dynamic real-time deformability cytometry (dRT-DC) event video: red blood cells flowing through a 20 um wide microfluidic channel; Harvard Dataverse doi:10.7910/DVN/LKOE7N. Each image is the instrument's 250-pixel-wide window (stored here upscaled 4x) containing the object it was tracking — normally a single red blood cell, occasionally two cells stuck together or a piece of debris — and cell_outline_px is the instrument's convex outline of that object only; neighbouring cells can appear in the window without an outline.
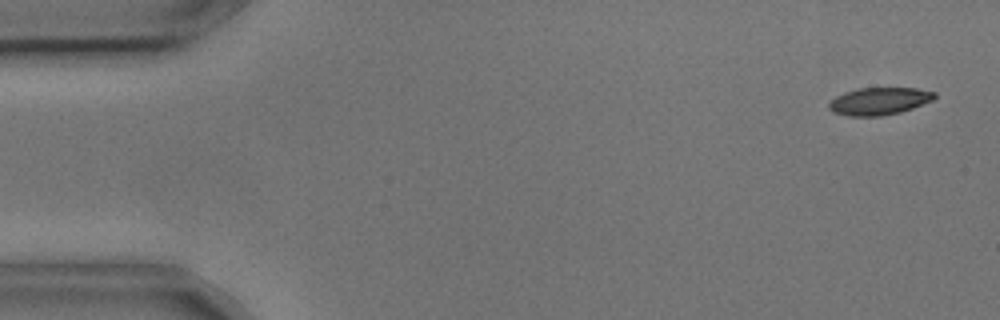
{"species": "common noctule bat (a hibernating species)", "species_latin": "Nyctalus noctula", "temperature_condition": "cold", "stored_images_in_passage": 9, "camera_frame_rate_fps": 3000, "um_per_image_px": 0.085, "animal": {"sex": "male", "body_mass_g": 17.9, "forearm_length_mm": 54.2}, "frame": {"image": 1, "passage_image": 1, "time_ms": 0.0, "image_size_px": [1000, 320], "cell_outline_px": [[936, 96], [932, 100], [912, 108], [900, 112], [880, 116], [848, 116], [832, 112], [828, 108], [828, 104], [836, 96], [844, 92], [860, 88], [916, 88], [936, 92]], "centroid_in_image_um": [74.71, 8.6], "position_along_channel_um": 10.3, "area_um2": 16.82}}
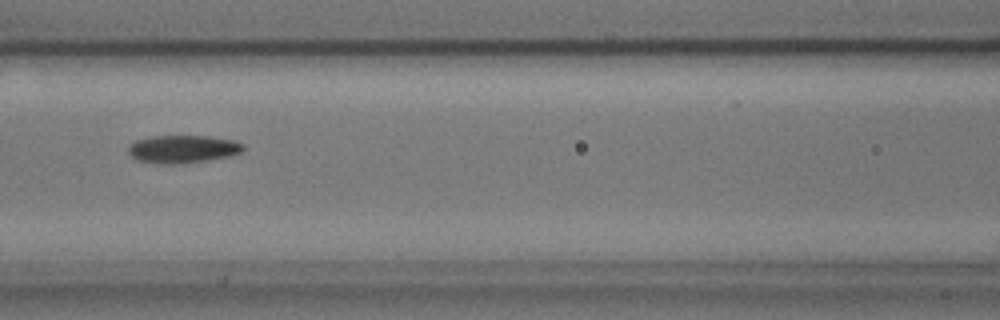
{"frame": {"image": 2, "passage_image": 7, "time_ms": 2.0, "image_size_px": [1000, 320], "cell_outline_px": [[244, 148], [240, 152], [228, 156], [208, 160], [172, 164], [164, 164], [136, 160], [128, 152], [128, 144], [136, 140], [152, 136], [208, 136], [232, 140], [244, 144]], "centroid_in_image_um": [15.5, 12.66], "position_along_channel_um": 151.1, "area_um2": 18.5}}
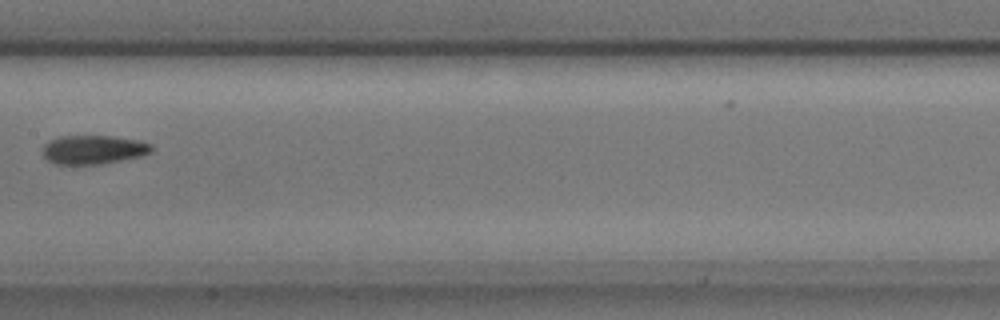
{"frame": {"image": 3, "passage_image": 8, "time_ms": 2.333, "image_size_px": [1000, 320], "cell_outline_px": [[152, 152], [140, 156], [100, 164], [56, 164], [48, 160], [44, 156], [44, 144], [48, 140], [60, 136], [112, 136], [136, 140], [152, 144]], "centroid_in_image_um": [7.93, 12.71], "position_along_channel_um": 199.5, "area_um2": 18.15}}